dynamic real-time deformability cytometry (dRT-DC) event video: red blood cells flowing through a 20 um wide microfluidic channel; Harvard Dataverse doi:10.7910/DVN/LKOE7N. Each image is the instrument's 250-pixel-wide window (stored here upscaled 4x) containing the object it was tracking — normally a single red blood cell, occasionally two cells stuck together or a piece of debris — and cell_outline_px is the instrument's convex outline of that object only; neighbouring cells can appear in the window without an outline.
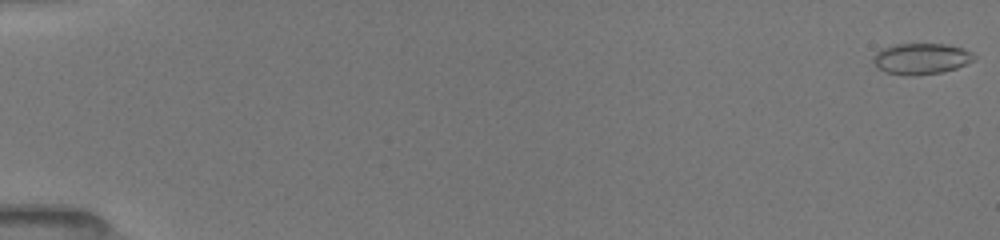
{"species": "common noctule bat (a hibernating species)", "species_latin": "Nyctalus noctula", "temperature_condition": "room temperature", "stored_images_in_passage": 65, "camera_frame_rate_fps": 3000, "um_per_image_px": 0.085, "animal": {"sex": "female", "body_mass_g": 19.5, "forearm_length_mm": 54.1}, "frame": {"image": 1, "passage_image": 1, "time_ms": 0.0, "image_size_px": [1000, 240], "cell_outline_px": [[976, 60], [956, 68], [940, 72], [912, 76], [908, 76], [888, 72], [880, 68], [872, 60], [872, 56], [880, 48], [896, 44], [944, 44], [960, 48], [972, 52], [976, 56]], "centroid_in_image_um": [78.3, 4.98], "position_along_channel_um": 6.7, "area_um2": 18.15}}
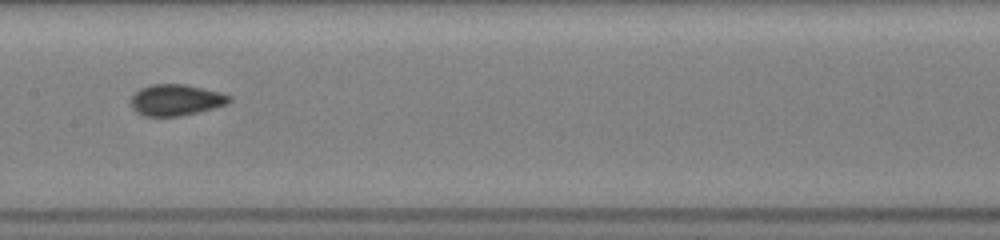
{"frame": {"image": 2, "passage_image": 29, "time_ms": 9.0, "image_size_px": [1000, 240], "cell_outline_px": [[232, 100], [228, 104], [180, 116], [144, 116], [136, 112], [132, 108], [128, 100], [140, 88], [152, 84], [184, 84], [220, 92], [232, 96]], "centroid_in_image_um": [14.93, 8.5], "position_along_channel_um": 192.5, "area_um2": 17.98}}
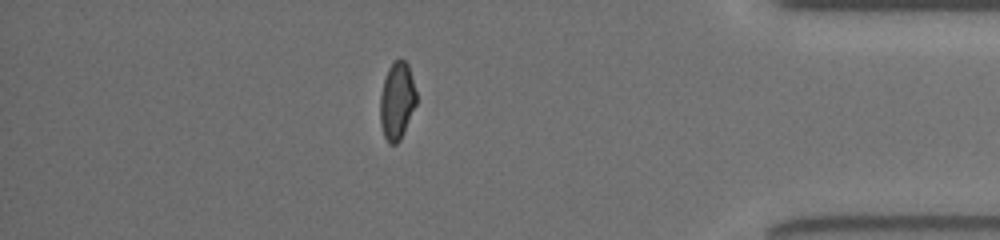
{"frame": {"image": 3, "passage_image": 55, "time_ms": 15.0, "image_size_px": [1000, 240], "cell_outline_px": [[416, 104], [404, 132], [400, 140], [396, 144], [388, 144], [384, 136], [380, 124], [380, 96], [384, 80], [388, 68], [396, 60], [404, 60], [408, 64], [416, 92]], "centroid_in_image_um": [33.73, 8.61], "position_along_channel_um": 401.5, "area_um2": 16.24}, "authors_computed_cell_mechanics": {"area_um2": 17.2244, "velocity_mm_per_s": 4.0075, "shape_relaxation_time_tau1_ms": 5.588, "shape_relaxation_time_tau2_ms": 1.21, "deformation_change_tau1": 0.1169, "deformation_change_tau2": 0.0451}}